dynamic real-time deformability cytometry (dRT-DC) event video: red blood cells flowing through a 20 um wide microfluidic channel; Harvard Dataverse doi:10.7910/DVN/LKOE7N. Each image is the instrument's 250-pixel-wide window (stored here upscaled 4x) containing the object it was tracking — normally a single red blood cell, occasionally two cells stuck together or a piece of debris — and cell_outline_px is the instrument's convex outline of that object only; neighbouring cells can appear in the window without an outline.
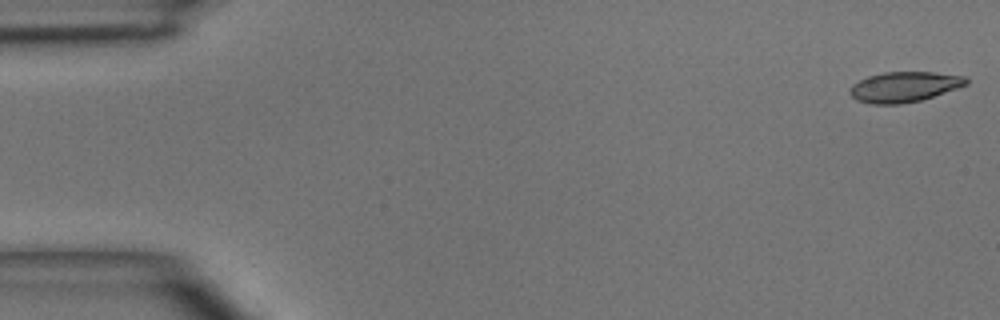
{"species": "common noctule bat (a hibernating species)", "species_latin": "Nyctalus noctula", "temperature_condition": "room temperature", "stored_images_in_passage": 6, "camera_frame_rate_fps": 3000, "um_per_image_px": 0.085, "animal": {"sex": "male", "body_mass_g": 15.6}, "frame": {"image": 1, "passage_image": 1, "time_ms": 0.0, "image_size_px": [1000, 320], "cell_outline_px": [[968, 84], [920, 100], [900, 104], [868, 104], [856, 100], [848, 92], [852, 84], [868, 76], [884, 72], [932, 72], [968, 76]], "centroid_in_image_um": [76.83, 7.38], "position_along_channel_um": 8.2, "area_um2": 20.52}}
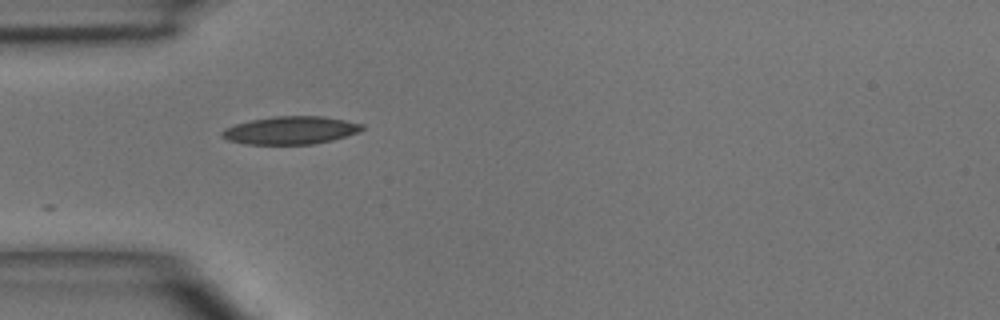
{"frame": {"image": 2, "passage_image": 4, "time_ms": 4.333, "image_size_px": [1000, 320], "cell_outline_px": [[364, 128], [360, 132], [332, 140], [312, 144], [244, 144], [228, 140], [220, 136], [220, 132], [224, 128], [236, 124], [252, 120], [276, 116], [320, 116], [344, 120], [364, 124]], "centroid_in_image_um": [24.69, 11.08], "position_along_channel_um": 60.3, "area_um2": 22.72}}
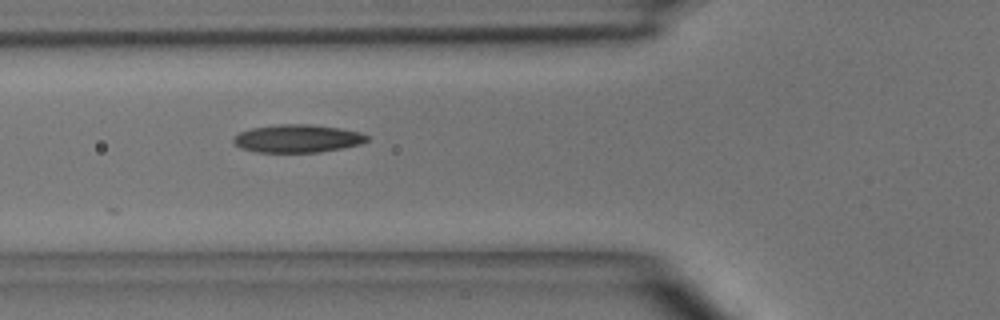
{"frame": {"image": 3, "passage_image": 5, "time_ms": 5.333, "image_size_px": [1000, 320], "cell_outline_px": [[368, 140], [360, 144], [320, 152], [256, 152], [240, 148], [232, 140], [232, 136], [240, 132], [252, 128], [280, 124], [312, 124], [340, 128], [360, 132], [368, 136]], "centroid_in_image_um": [25.26, 11.77], "position_along_channel_um": 100.5, "area_um2": 21.73}}